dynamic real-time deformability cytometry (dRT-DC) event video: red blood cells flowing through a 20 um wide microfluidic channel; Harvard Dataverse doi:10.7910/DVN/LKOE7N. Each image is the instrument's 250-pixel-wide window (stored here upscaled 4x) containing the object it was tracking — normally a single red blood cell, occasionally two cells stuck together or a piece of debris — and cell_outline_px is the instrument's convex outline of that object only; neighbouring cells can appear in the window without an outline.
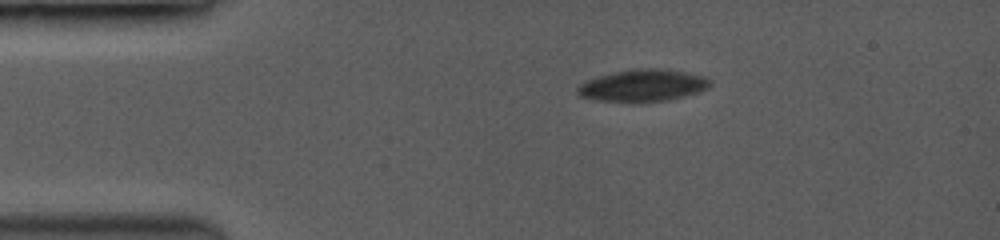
{"species": "common noctule bat (a hibernating species)", "species_latin": "Nyctalus noctula", "temperature_condition": "room temperature", "stored_images_in_passage": 48, "camera_frame_rate_fps": 3500, "um_per_image_px": 0.085, "animal": {"sex": "female", "body_mass_g": 19.0, "forearm_length_mm": 53.3}, "frame": {"image": 1, "passage_image": 1, "time_ms": 0.0, "image_size_px": [1000, 240], "cell_outline_px": [[712, 84], [708, 88], [700, 92], [668, 100], [640, 104], [636, 104], [596, 100], [580, 96], [576, 92], [580, 84], [588, 80], [600, 76], [616, 72], [680, 72], [700, 76], [708, 80]], "centroid_in_image_um": [54.59, 7.38], "position_along_channel_um": 30.4, "area_um2": 23.58}}
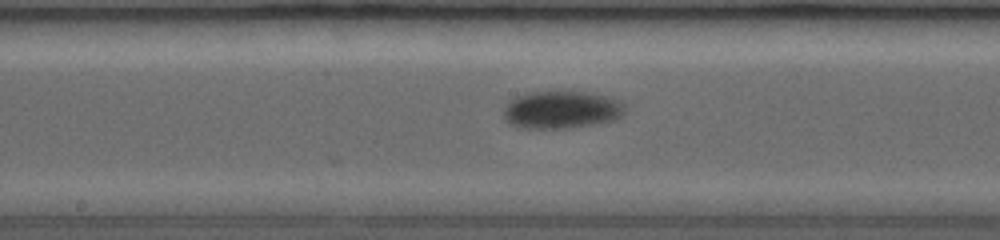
{"frame": {"image": 2, "passage_image": 21, "time_ms": 5.714, "image_size_px": [1000, 240], "cell_outline_px": [[624, 108], [620, 116], [612, 120], [572, 128], [524, 128], [512, 124], [504, 116], [504, 112], [508, 104], [512, 100], [536, 92], [584, 92], [600, 96], [612, 100], [620, 104]], "centroid_in_image_um": [47.7, 9.36], "position_along_channel_um": 200.5, "area_um2": 25.2}}
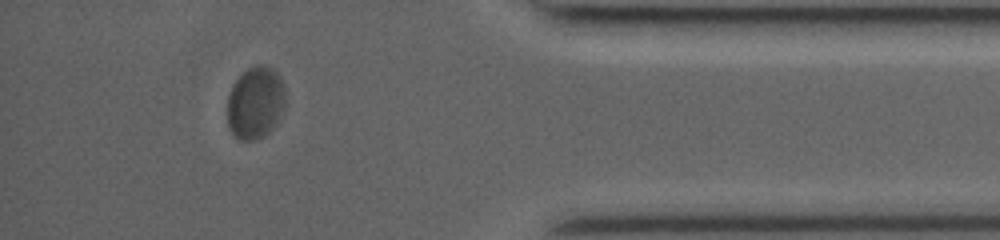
{"frame": {"image": 3, "passage_image": 42, "time_ms": 11.714, "image_size_px": [1000, 240], "cell_outline_px": [[284, 108], [276, 124], [264, 136], [252, 140], [240, 140], [228, 128], [228, 96], [232, 84], [248, 68], [256, 64], [264, 64], [272, 68], [280, 76], [284, 88]], "centroid_in_image_um": [21.71, 8.72], "position_along_channel_um": 413.5, "area_um2": 24.45}, "authors_computed_cell_mechanics": {"area_um2": 24.7962, "velocity_mm_per_s": 3.8886, "shape_relaxation_time_tau1_ms": 2.6933, "shape_relaxation_time_tau2_ms": null, "deformation_change_tau1": 0.0959, "deformation_change_tau2": null}}